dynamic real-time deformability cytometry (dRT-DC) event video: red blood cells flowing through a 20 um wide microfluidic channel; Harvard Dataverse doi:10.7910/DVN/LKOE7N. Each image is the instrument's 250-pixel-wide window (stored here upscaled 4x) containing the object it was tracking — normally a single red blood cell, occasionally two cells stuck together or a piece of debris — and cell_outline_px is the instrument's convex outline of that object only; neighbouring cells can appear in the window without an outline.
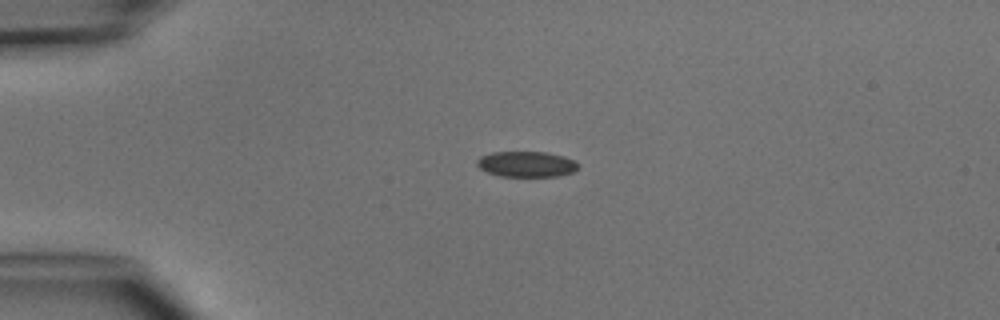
{"species": "common noctule bat (a hibernating species)", "species_latin": "Nyctalus noctula", "temperature_condition": "cold", "stored_images_in_passage": 5, "camera_frame_rate_fps": 3000, "um_per_image_px": 0.085, "animal": {"sex": "male", "body_mass_g": 15.6}, "frame": {"image": 1, "passage_image": 1, "time_ms": 0.0, "image_size_px": [1000, 320], "cell_outline_px": [[580, 164], [572, 172], [556, 176], [500, 176], [488, 172], [480, 168], [476, 164], [476, 160], [480, 156], [492, 152], [544, 152], [564, 156], [576, 160]], "centroid_in_image_um": [44.74, 13.94], "position_along_channel_um": 40.3, "area_um2": 15.09}}
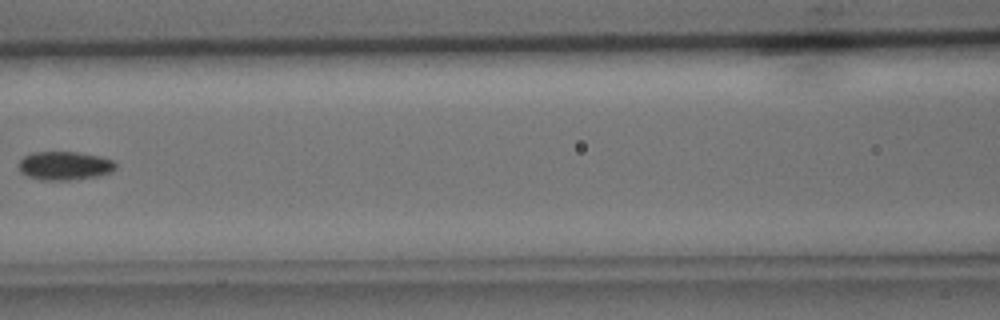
{"frame": {"image": 2, "passage_image": 4, "time_ms": 3.667, "image_size_px": [1000, 320], "cell_outline_px": [[116, 168], [112, 172], [96, 176], [72, 180], [40, 180], [28, 176], [20, 172], [16, 164], [24, 156], [32, 152], [76, 152], [100, 156], [112, 160], [116, 164]], "centroid_in_image_um": [5.46, 14.09], "position_along_channel_um": 161.1, "area_um2": 16.3}}
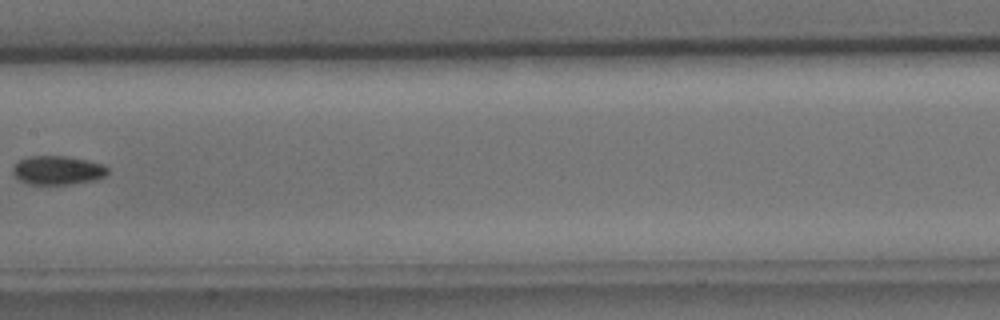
{"frame": {"image": 3, "passage_image": 5, "time_ms": 4.667, "image_size_px": [1000, 320], "cell_outline_px": [[108, 172], [104, 176], [92, 180], [72, 184], [32, 184], [20, 180], [12, 172], [12, 168], [20, 160], [28, 156], [68, 156], [88, 160], [104, 164], [108, 168]], "centroid_in_image_um": [4.92, 14.46], "position_along_channel_um": 202.5, "area_um2": 15.84}}